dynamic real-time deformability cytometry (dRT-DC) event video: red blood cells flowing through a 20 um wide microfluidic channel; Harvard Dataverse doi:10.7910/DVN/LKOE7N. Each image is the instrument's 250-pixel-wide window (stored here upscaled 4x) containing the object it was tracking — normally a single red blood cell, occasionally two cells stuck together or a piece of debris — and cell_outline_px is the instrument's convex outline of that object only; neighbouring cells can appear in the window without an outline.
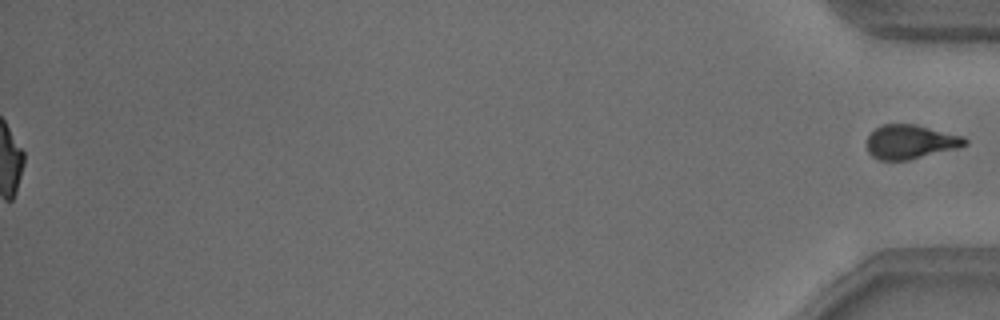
{"species": "common noctule bat (a hibernating species)", "species_latin": "Nyctalus noctula", "temperature_condition": "warm", "stored_images_in_passage": 42, "segment_of_instrument_passage": [2, 2], "camera_frame_rate_fps": 3000, "um_per_image_px": 0.085, "animal": {"sex": "male", "body_mass_g": 18.8}, "frame": {"image": 1, "passage_image": 42, "time_ms": 13.667, "image_size_px": [1000, 320], "cell_outline_px": [[968, 144], [960, 148], [908, 160], [880, 160], [872, 156], [868, 152], [868, 136], [876, 128], [884, 124], [916, 124], [964, 136], [968, 140]], "centroid_in_image_um": [77.44, 12.06], "position_along_channel_um": 357.8, "area_um2": 19.59}}